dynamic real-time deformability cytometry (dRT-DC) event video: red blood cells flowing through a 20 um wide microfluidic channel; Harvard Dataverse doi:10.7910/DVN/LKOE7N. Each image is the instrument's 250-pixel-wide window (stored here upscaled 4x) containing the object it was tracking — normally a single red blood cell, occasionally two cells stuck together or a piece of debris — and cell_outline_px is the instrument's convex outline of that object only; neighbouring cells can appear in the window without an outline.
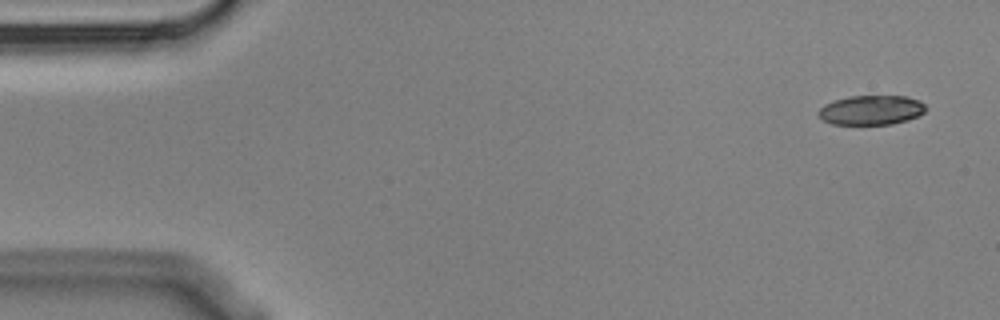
{"species": "Egyptian fruit bat (a non-hibernating species)", "species_latin": "Rousettus aegyptiacus", "temperature_condition": "cold", "stored_images_in_passage": 6, "camera_frame_rate_fps": 3000, "um_per_image_px": 0.085, "animal": {"sex": "male"}, "frame": {"image": 1, "passage_image": 1, "time_ms": 0.0, "image_size_px": [1000, 320], "cell_outline_px": [[928, 108], [924, 112], [908, 120], [892, 124], [832, 124], [824, 120], [816, 112], [824, 104], [848, 96], [908, 96], [920, 100]], "centroid_in_image_um": [74.08, 9.35], "position_along_channel_um": 10.9, "area_um2": 18.5}}
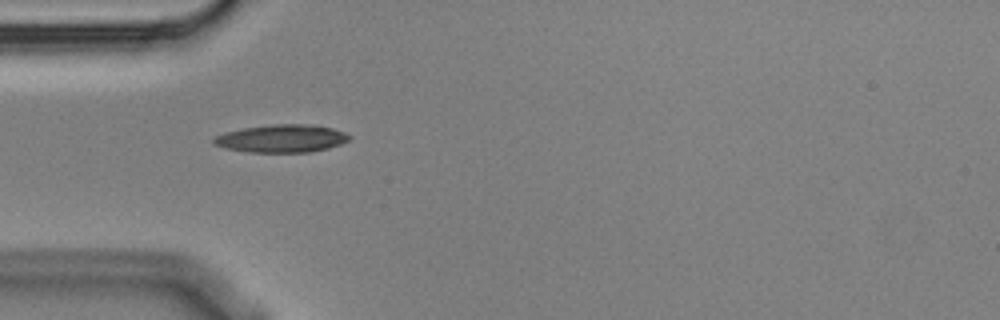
{"frame": {"image": 2, "passage_image": 5, "time_ms": 1.333, "image_size_px": [1000, 320], "cell_outline_px": [[352, 136], [348, 140], [340, 144], [328, 148], [308, 152], [248, 152], [224, 148], [212, 144], [212, 140], [216, 136], [224, 132], [244, 128], [272, 124], [304, 124], [332, 128], [344, 132]], "centroid_in_image_um": [23.9, 11.77], "position_along_channel_um": 61.1, "area_um2": 21.91}}
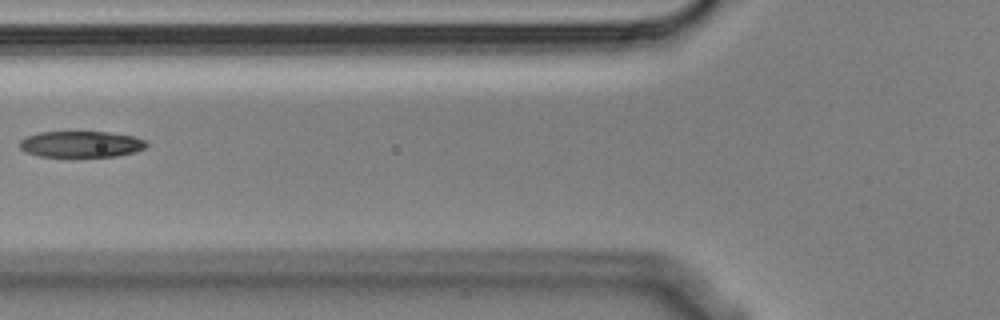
{"frame": {"image": 3, "passage_image": 6, "time_ms": 1.667, "image_size_px": [1000, 320], "cell_outline_px": [[148, 144], [144, 148], [136, 152], [116, 156], [40, 156], [24, 152], [20, 148], [20, 140], [28, 136], [40, 132], [108, 132], [136, 136], [144, 140]], "centroid_in_image_um": [6.91, 12.25], "position_along_channel_um": 118.9, "area_um2": 19.31}}